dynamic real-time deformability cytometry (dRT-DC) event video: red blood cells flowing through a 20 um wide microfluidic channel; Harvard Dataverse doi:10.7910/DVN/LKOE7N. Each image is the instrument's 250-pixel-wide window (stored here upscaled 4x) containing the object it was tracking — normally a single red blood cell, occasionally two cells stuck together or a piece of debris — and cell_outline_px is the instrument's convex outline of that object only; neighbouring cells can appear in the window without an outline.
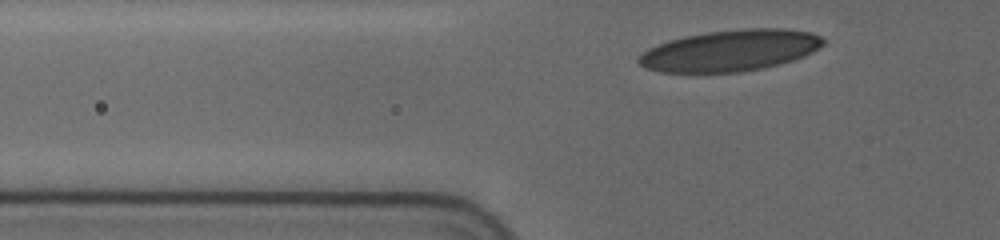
{"species": "human", "species_latin": "Homo sapiens", "temperature_condition": "cold", "stored_images_in_passage": 5, "camera_frame_rate_fps": 3000, "um_per_image_px": 0.085, "donor": {"sex": "female"}, "frame": {"image": 1, "passage_image": 3, "time_ms": 1.0, "image_size_px": [1000, 240], "cell_outline_px": [[824, 44], [812, 52], [804, 56], [780, 64], [764, 68], [740, 72], [660, 72], [644, 68], [636, 60], [636, 56], [648, 48], [656, 44], [668, 40], [684, 36], [708, 32], [744, 28], [784, 28], [808, 32], [820, 36], [824, 40]], "centroid_in_image_um": [62.02, 4.3], "position_along_channel_um": 63.8, "area_um2": 44.62}}
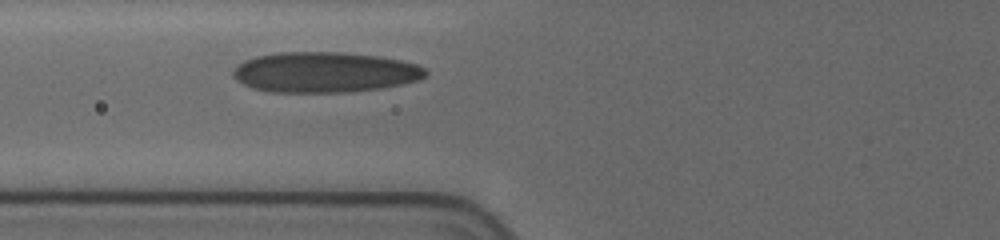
{"frame": {"image": 2, "passage_image": 5, "time_ms": 2.333, "image_size_px": [1000, 240], "cell_outline_px": [[428, 72], [424, 76], [416, 80], [400, 84], [380, 88], [348, 92], [272, 92], [252, 88], [236, 80], [232, 76], [232, 72], [236, 64], [244, 60], [256, 56], [276, 52], [340, 52], [380, 56], [400, 60], [416, 64], [424, 68]], "centroid_in_image_um": [27.54, 6.13], "position_along_channel_um": 98.3, "area_um2": 45.43}}